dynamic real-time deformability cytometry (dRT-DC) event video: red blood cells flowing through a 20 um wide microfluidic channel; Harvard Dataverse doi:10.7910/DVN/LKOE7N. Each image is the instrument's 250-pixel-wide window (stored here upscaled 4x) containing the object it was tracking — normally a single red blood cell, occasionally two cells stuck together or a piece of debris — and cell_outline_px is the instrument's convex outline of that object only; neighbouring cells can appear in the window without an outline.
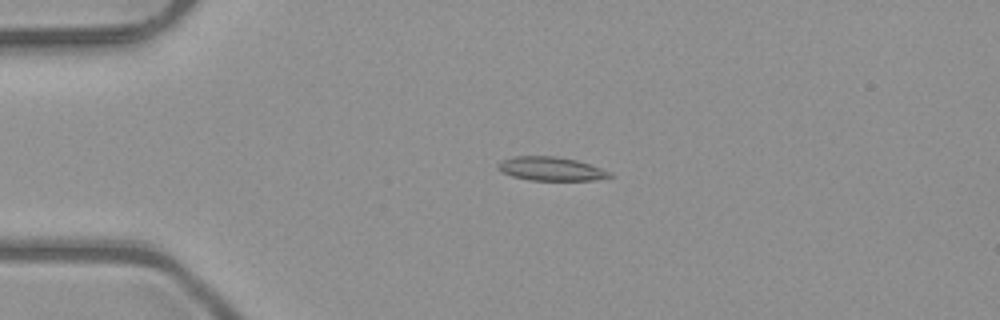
{"species": "common noctule bat (a hibernating species)", "species_latin": "Nyctalus noctula", "temperature_condition": "room temperature", "stored_images_in_passage": 48, "camera_frame_rate_fps": 3000, "um_per_image_px": 0.085, "animal": {"sex": "male", "body_mass_g": 23.1, "forearm_length_mm": 52.7}, "frame": {"image": 1, "passage_image": 9, "time_ms": 2.667, "image_size_px": [1000, 320], "cell_outline_px": [[612, 176], [592, 180], [528, 180], [512, 176], [496, 168], [496, 164], [500, 160], [512, 156], [556, 156], [576, 160], [612, 172]], "centroid_in_image_um": [46.77, 14.34], "position_along_channel_um": 38.2, "area_um2": 15.43}}
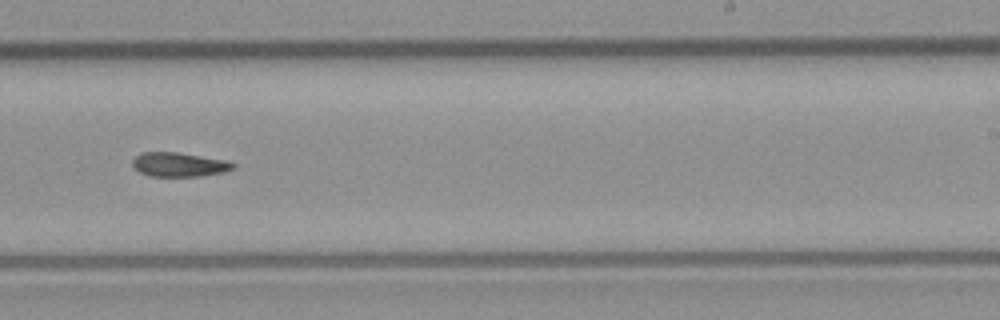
{"frame": {"image": 2, "passage_image": 29, "time_ms": 9.333, "image_size_px": [1000, 320], "cell_outline_px": [[236, 168], [224, 172], [200, 176], [148, 176], [140, 172], [132, 164], [132, 160], [140, 152], [176, 152], [224, 160], [236, 164]], "centroid_in_image_um": [15.22, 13.99], "position_along_channel_um": 273.8, "area_um2": 14.1}}
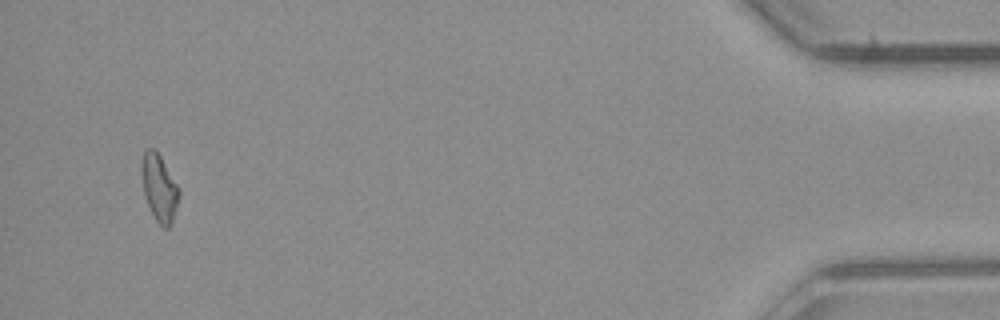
{"frame": {"image": 3, "passage_image": 46, "time_ms": 15.0, "image_size_px": [1000, 320], "cell_outline_px": [[180, 192], [172, 224], [168, 228], [164, 228], [156, 220], [144, 196], [140, 172], [140, 164], [144, 152], [148, 148], [152, 148], [160, 156], [180, 188]], "centroid_in_image_um": [13.52, 15.96], "position_along_channel_um": 421.7, "area_um2": 14.62}}